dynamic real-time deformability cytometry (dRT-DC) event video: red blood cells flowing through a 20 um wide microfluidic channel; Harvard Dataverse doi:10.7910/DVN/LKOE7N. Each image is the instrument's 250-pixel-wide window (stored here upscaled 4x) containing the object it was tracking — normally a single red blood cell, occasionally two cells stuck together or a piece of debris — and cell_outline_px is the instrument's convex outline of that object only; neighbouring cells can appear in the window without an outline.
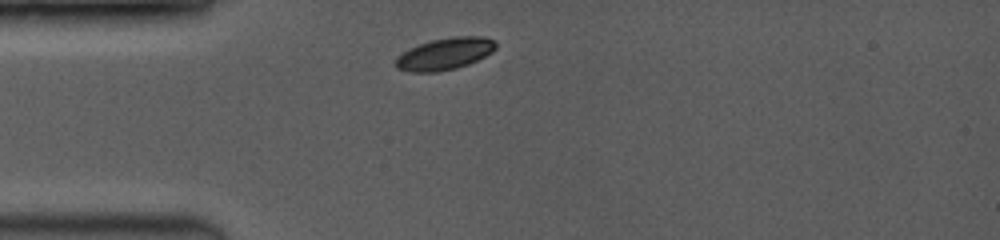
{"species": "common noctule bat (a hibernating species)", "species_latin": "Nyctalus noctula", "temperature_condition": "room temperature", "stored_images_in_passage": 12, "camera_frame_rate_fps": 3500, "um_per_image_px": 0.085, "animal": {"sex": "female", "body_mass_g": 19.0, "forearm_length_mm": 53.3}, "frame": {"image": 1, "passage_image": 1, "time_ms": 0.0, "image_size_px": [1000, 240], "cell_outline_px": [[496, 48], [492, 52], [468, 64], [456, 68], [436, 72], [412, 72], [396, 68], [396, 56], [408, 48], [432, 40], [452, 36], [484, 36], [492, 40], [496, 44]], "centroid_in_image_um": [37.79, 4.57], "position_along_channel_um": 47.2, "area_um2": 18.55}}
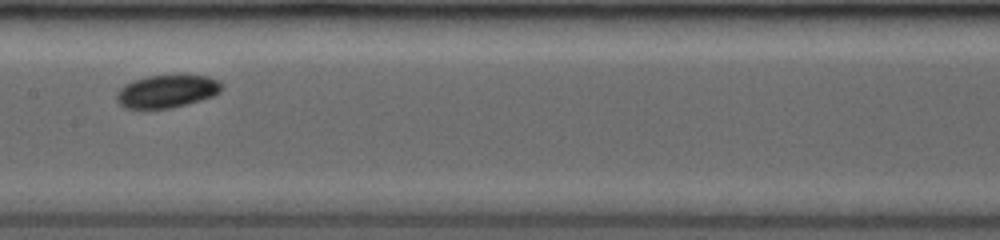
{"frame": {"image": 2, "passage_image": 7, "time_ms": 4.0, "image_size_px": [1000, 240], "cell_outline_px": [[224, 88], [220, 92], [212, 96], [200, 100], [172, 108], [124, 108], [116, 100], [116, 96], [120, 88], [124, 84], [132, 80], [148, 76], [204, 76], [220, 80], [224, 84]], "centroid_in_image_um": [14.2, 7.76], "position_along_channel_um": 193.2, "area_um2": 20.0}}
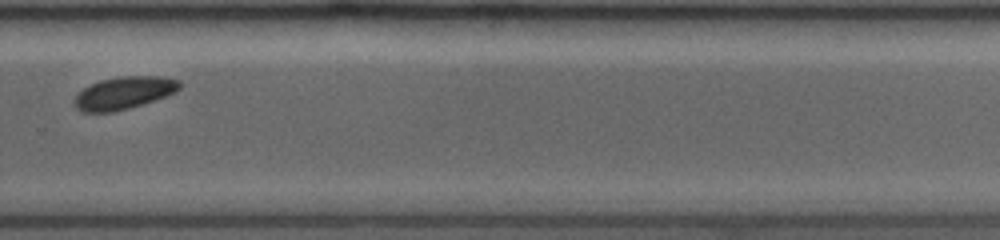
{"frame": {"image": 3, "passage_image": 12, "time_ms": 7.143, "image_size_px": [1000, 240], "cell_outline_px": [[180, 88], [176, 92], [128, 108], [112, 112], [80, 112], [72, 104], [76, 96], [84, 88], [100, 80], [124, 76], [160, 76], [180, 80]], "centroid_in_image_um": [10.51, 7.9], "position_along_channel_um": 319.3, "area_um2": 19.65}}